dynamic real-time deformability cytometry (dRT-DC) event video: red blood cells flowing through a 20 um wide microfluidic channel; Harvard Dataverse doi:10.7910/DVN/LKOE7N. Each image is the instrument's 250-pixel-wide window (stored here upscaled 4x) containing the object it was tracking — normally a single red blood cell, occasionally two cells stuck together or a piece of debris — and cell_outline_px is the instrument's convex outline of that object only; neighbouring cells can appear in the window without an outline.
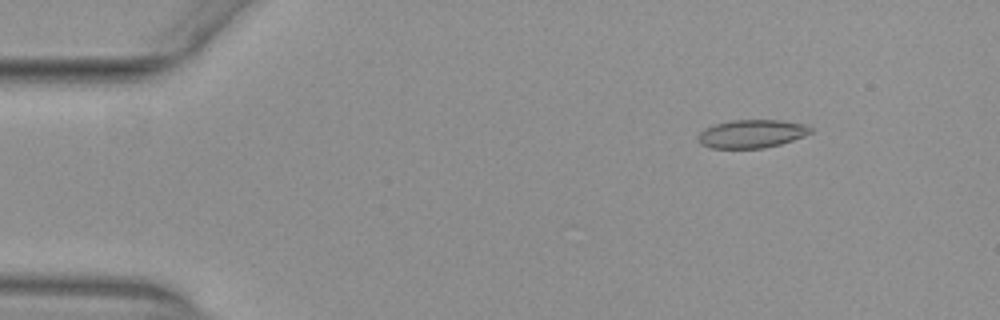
{"species": "common noctule bat (a hibernating species)", "species_latin": "Nyctalus noctula", "temperature_condition": "warm", "stored_images_in_passage": 49, "camera_frame_rate_fps": 3000, "um_per_image_px": 0.085, "animal": {"sex": "female", "body_mass_g": 29.2, "forearm_length_mm": 56.3}, "frame": {"image": 1, "passage_image": 3, "time_ms": 0.667, "image_size_px": [1000, 320], "cell_outline_px": [[812, 132], [804, 136], [780, 144], [764, 148], [712, 148], [700, 144], [700, 132], [704, 128], [716, 124], [732, 120], [780, 120], [804, 124], [812, 128]], "centroid_in_image_um": [63.91, 11.37], "position_along_channel_um": 21.1, "area_um2": 18.32}}
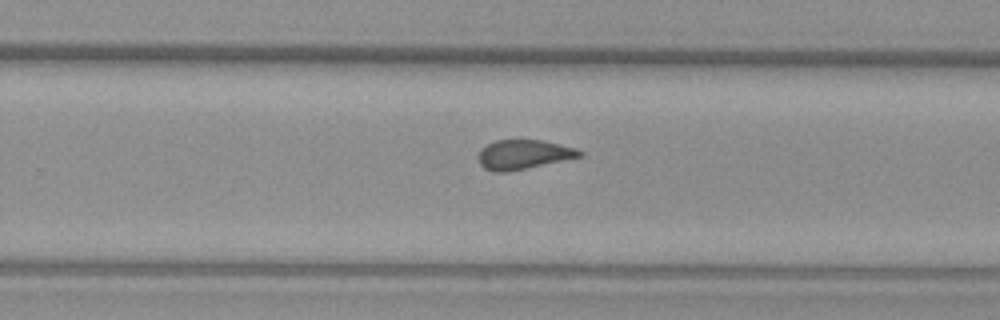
{"frame": {"image": 2, "passage_image": 30, "time_ms": 9.667, "image_size_px": [1000, 320], "cell_outline_px": [[584, 156], [528, 168], [508, 172], [492, 172], [484, 168], [480, 164], [476, 156], [480, 148], [496, 140], [544, 140], [576, 148], [584, 152]], "centroid_in_image_um": [44.49, 13.14], "position_along_channel_um": 285.3, "area_um2": 17.69}}
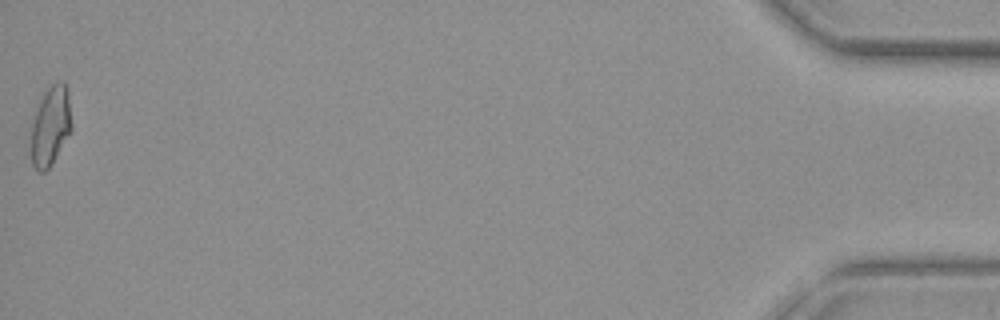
{"frame": {"image": 3, "passage_image": 49, "time_ms": 16.0, "image_size_px": [1000, 320], "cell_outline_px": [[72, 128], [48, 168], [44, 172], [40, 172], [32, 164], [32, 120], [40, 100], [44, 92], [56, 80], [64, 80], [68, 88], [72, 124]], "centroid_in_image_um": [4.31, 10.61], "position_along_channel_um": 430.9, "area_um2": 18.55}, "authors_computed_cell_mechanics": {"area_um2": 18.207, "velocity_mm_per_s": 3.9357, "shape_relaxation_time_tau1_ms": null, "shape_relaxation_time_tau2_ms": 1.4868, "deformation_change_tau1": null, "deformation_change_tau2": 0.0953}}